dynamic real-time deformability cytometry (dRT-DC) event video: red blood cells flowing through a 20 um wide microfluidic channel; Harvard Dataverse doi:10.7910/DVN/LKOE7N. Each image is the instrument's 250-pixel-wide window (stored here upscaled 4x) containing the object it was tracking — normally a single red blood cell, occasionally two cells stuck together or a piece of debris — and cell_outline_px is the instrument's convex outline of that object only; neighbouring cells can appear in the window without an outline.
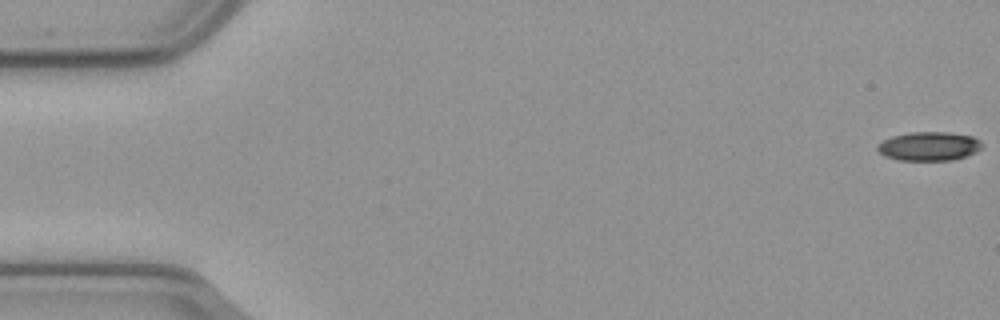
{"species": "common noctule bat (a hibernating species)", "species_latin": "Nyctalus noctula", "temperature_condition": "cold", "stored_images_in_passage": 57, "camera_frame_rate_fps": 3000, "um_per_image_px": 0.085, "animal": {"sex": "male", "body_mass_g": 23.1, "forearm_length_mm": 52.7}, "frame": {"image": 1, "passage_image": 1, "time_ms": 0.0, "image_size_px": [1000, 320], "cell_outline_px": [[984, 144], [976, 152], [952, 160], [896, 160], [884, 156], [876, 148], [876, 144], [892, 136], [912, 132], [948, 132], [972, 136], [980, 140]], "centroid_in_image_um": [78.95, 12.43], "position_along_channel_um": 6.1, "area_um2": 17.63}}
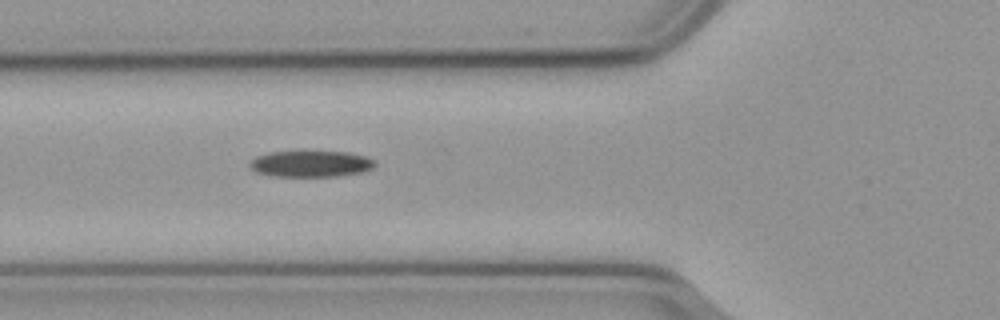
{"frame": {"image": 2, "passage_image": 21, "time_ms": 6.667, "image_size_px": [1000, 320], "cell_outline_px": [[376, 164], [372, 168], [360, 172], [336, 176], [276, 176], [256, 172], [248, 164], [256, 156], [268, 152], [348, 152], [368, 156], [376, 160]], "centroid_in_image_um": [26.45, 13.92], "position_along_channel_um": 99.4, "area_um2": 19.02}}
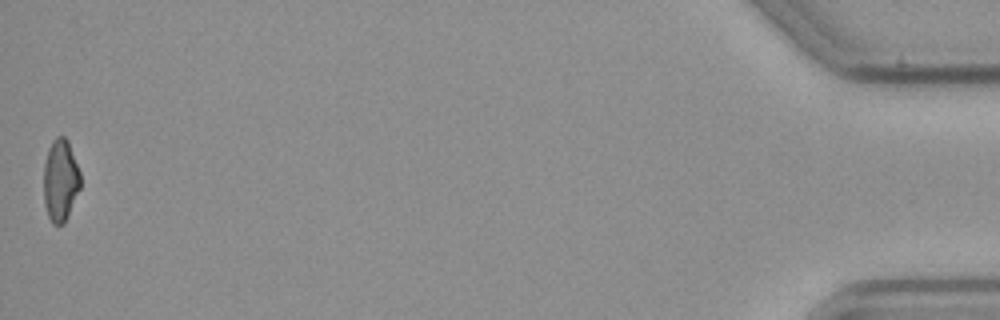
{"frame": {"image": 3, "passage_image": 57, "time_ms": 18.667, "image_size_px": [1000, 320], "cell_outline_px": [[80, 188], [64, 224], [52, 224], [48, 216], [44, 204], [44, 164], [48, 148], [52, 140], [56, 136], [64, 136], [68, 140], [80, 172]], "centroid_in_image_um": [5.13, 15.31], "position_along_channel_um": 430.1, "area_um2": 17.63}}